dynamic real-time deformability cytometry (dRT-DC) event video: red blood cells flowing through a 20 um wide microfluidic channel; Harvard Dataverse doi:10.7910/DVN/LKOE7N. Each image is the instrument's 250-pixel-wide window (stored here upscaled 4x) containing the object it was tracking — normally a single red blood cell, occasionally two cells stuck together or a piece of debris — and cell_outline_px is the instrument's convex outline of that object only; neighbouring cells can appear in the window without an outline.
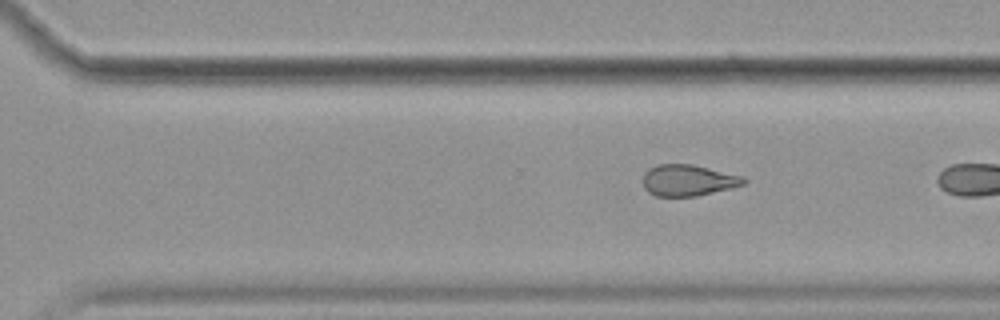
{"species": "common noctule bat (a hibernating species)", "species_latin": "Nyctalus noctula", "temperature_condition": "cold", "stored_images_in_passage": 11, "segment_of_instrument_passage": [2, 2], "camera_frame_rate_fps": 3000, "um_per_image_px": 0.085, "animal": {"sex": "female", "body_mass_g": 19.9}, "frame": {"image": 1, "passage_image": 11, "time_ms": 3.333, "image_size_px": [1000, 320], "cell_outline_px": [[748, 180], [744, 184], [732, 188], [696, 196], [656, 196], [648, 192], [644, 188], [644, 172], [648, 168], [656, 164], [692, 164], [744, 176]], "centroid_in_image_um": [58.5, 15.32], "position_along_channel_um": 312.1, "area_um2": 18.5}}